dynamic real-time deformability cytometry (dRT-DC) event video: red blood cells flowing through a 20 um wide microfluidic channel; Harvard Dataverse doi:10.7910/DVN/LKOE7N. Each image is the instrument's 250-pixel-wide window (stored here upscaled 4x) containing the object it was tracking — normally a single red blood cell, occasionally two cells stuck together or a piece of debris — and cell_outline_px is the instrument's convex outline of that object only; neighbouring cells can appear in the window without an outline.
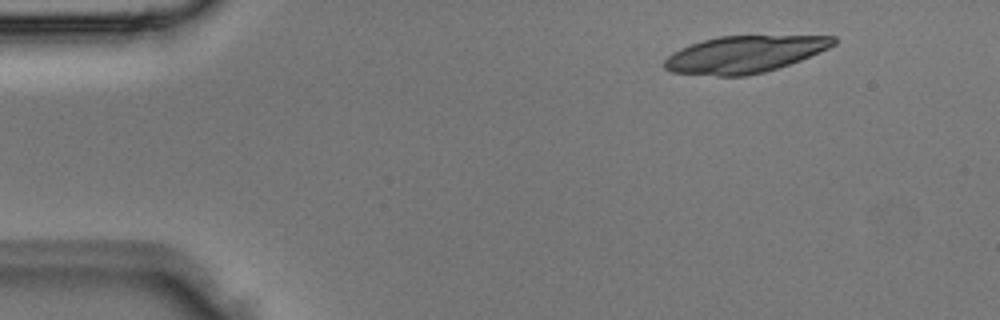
{"species": "Egyptian fruit bat (a non-hibernating species)", "species_latin": "Rousettus aegyptiacus", "temperature_condition": "room temperature", "stored_images_in_passage": 4, "camera_frame_rate_fps": 3000, "um_per_image_px": 0.085, "animal": {"sex": "male"}, "frame": {"image": 1, "passage_image": 1, "time_ms": 0.0, "image_size_px": [1000, 320], "cell_outline_px": [[836, 44], [820, 52], [800, 60], [764, 72], [744, 76], [716, 76], [672, 72], [664, 68], [664, 60], [672, 52], [680, 48], [704, 40], [720, 36], [836, 36]], "centroid_in_image_um": [63.26, 4.62], "position_along_channel_um": 21.7, "area_um2": 36.13}}
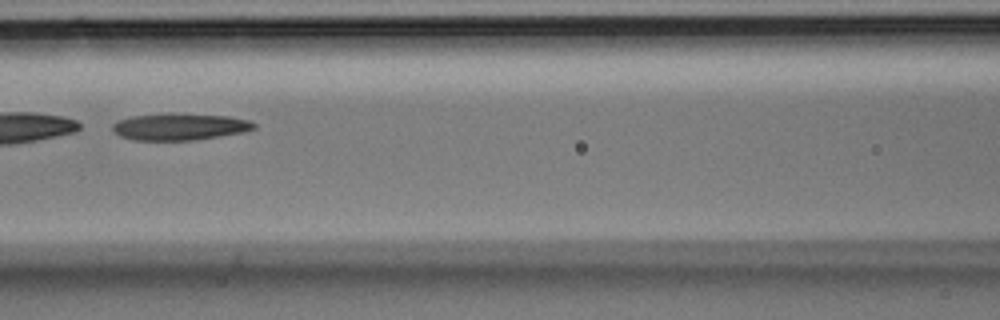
{"frame": {"image": 2, "passage_image": 4, "time_ms": 1.0, "image_size_px": [1000, 320], "cell_outline_px": [[256, 128], [244, 132], [192, 140], [132, 140], [120, 136], [112, 132], [112, 124], [116, 120], [132, 116], [168, 112], [228, 116], [248, 120], [256, 124]], "centroid_in_image_um": [15.21, 10.75], "position_along_channel_um": 151.4, "area_um2": 22.43}}